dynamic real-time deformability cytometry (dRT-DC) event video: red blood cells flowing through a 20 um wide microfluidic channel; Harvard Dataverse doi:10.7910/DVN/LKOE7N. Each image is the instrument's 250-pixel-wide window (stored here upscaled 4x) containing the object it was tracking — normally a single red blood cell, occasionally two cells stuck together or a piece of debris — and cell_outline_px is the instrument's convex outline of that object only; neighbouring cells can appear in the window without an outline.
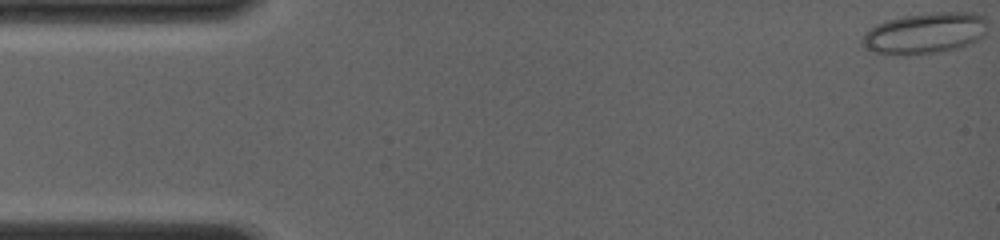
{"species": "common noctule bat (a hibernating species)", "species_latin": "Nyctalus noctula", "temperature_condition": "room temperature", "stored_images_in_passage": 31, "camera_frame_rate_fps": 4000, "um_per_image_px": 0.085, "animal": {"sex": "female", "body_mass_g": 19.0, "forearm_length_mm": 56.7}, "frame": {"image": 1, "passage_image": 1, "time_ms": 0.0, "image_size_px": [1000, 240], "cell_outline_px": [[984, 20], [980, 36], [976, 40], [956, 48], [928, 52], [868, 52], [860, 44], [860, 40], [864, 32], [868, 28], [876, 24], [888, 20], [904, 16], [936, 12], [976, 12], [984, 16]], "centroid_in_image_um": [78.51, 2.77], "position_along_channel_um": 6.5, "area_um2": 28.78}}
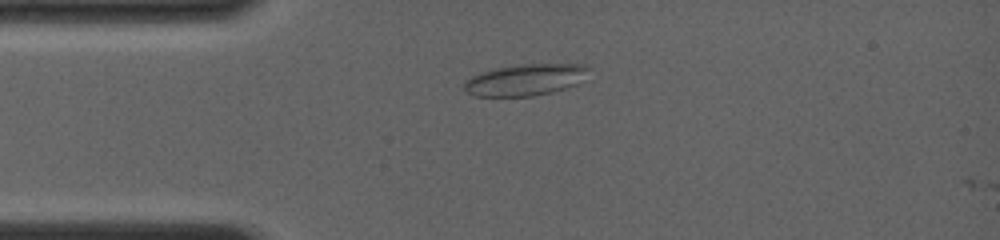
{"frame": {"image": 2, "passage_image": 29, "time_ms": 3.5, "image_size_px": [1000, 240], "cell_outline_px": [[588, 68], [580, 84], [552, 92], [532, 96], [476, 96], [468, 92], [464, 88], [464, 80], [472, 76], [496, 68], [524, 64], [584, 64]], "centroid_in_image_um": [44.67, 6.79], "position_along_channel_um": 40.3, "area_um2": 22.66}}